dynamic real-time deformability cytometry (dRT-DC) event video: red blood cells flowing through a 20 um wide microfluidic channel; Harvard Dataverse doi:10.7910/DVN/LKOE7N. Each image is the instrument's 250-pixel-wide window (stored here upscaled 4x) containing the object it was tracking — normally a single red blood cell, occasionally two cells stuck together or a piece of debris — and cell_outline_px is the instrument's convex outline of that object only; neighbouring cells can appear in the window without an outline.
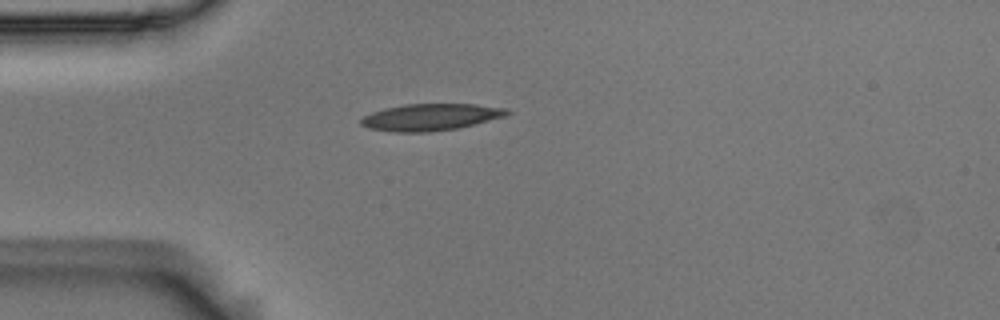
{"species": "Egyptian fruit bat (a non-hibernating species)", "species_latin": "Rousettus aegyptiacus", "temperature_condition": "room temperature", "stored_images_in_passage": 3, "camera_frame_rate_fps": 3000, "um_per_image_px": 0.085, "animal": {"sex": "male"}, "frame": {"image": 1, "passage_image": 2, "time_ms": 0.333, "image_size_px": [1000, 320], "cell_outline_px": [[512, 112], [508, 116], [456, 128], [428, 132], [396, 132], [368, 128], [360, 124], [360, 120], [364, 116], [372, 112], [384, 108], [408, 104], [476, 104], [508, 108]], "centroid_in_image_um": [36.64, 9.95], "position_along_channel_um": 48.4, "area_um2": 22.83}}